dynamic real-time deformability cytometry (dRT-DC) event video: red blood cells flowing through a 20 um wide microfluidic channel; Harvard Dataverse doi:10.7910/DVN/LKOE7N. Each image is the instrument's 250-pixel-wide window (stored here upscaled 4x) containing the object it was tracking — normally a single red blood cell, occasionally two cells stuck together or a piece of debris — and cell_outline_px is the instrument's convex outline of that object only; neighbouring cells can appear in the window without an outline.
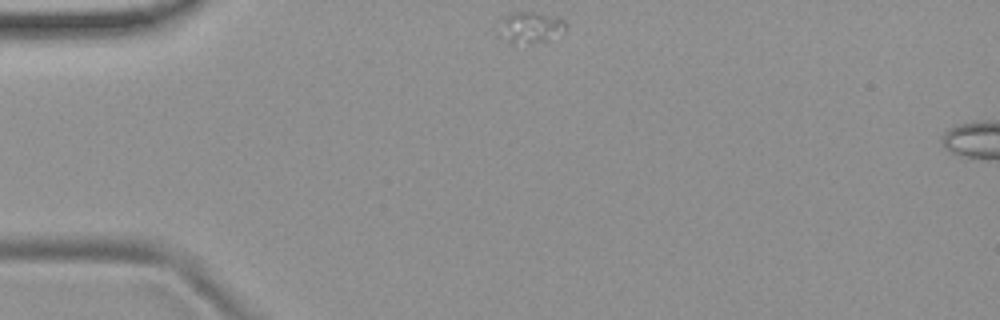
{"species": "common noctule bat (a hibernating species)", "species_latin": "Nyctalus noctula", "temperature_condition": "room temperature", "stored_images_in_passage": 45, "camera_frame_rate_fps": 3000, "um_per_image_px": 0.085, "animal": {"sex": "female", "body_mass_g": 19.9}, "frame": {"image": 1, "passage_image": 1, "time_ms": 0.0, "image_size_px": [1000, 320], "cell_outline_px": [[568, 28], [564, 32], [548, 40], [528, 44], [508, 44], [500, 20], [512, 12], [536, 12], [560, 16], [564, 20]], "centroid_in_image_um": [45.2, 2.32], "position_along_channel_um": 39.8, "area_um2": 12.2}}
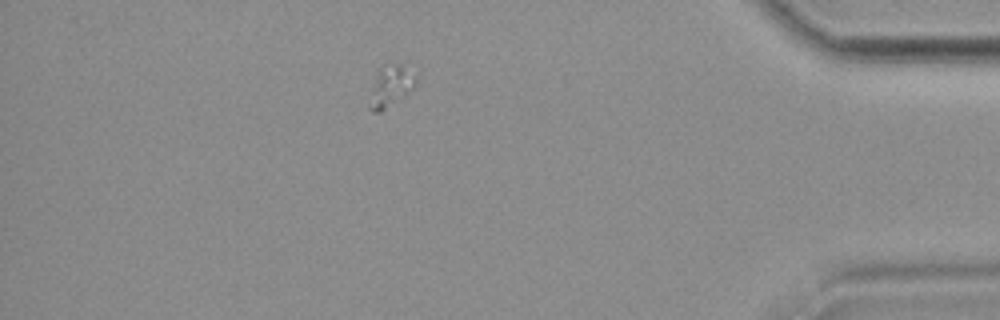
{"frame": {"image": 2, "passage_image": 37, "time_ms": 12.0, "image_size_px": [1000, 320], "cell_outline_px": [[416, 80], [412, 88], [404, 96], [380, 112], [372, 112], [368, 108], [372, 88], [376, 76], [380, 68], [392, 64], [404, 64]], "centroid_in_image_um": [33.17, 7.35], "position_along_channel_um": 402.0, "area_um2": 10.64}}